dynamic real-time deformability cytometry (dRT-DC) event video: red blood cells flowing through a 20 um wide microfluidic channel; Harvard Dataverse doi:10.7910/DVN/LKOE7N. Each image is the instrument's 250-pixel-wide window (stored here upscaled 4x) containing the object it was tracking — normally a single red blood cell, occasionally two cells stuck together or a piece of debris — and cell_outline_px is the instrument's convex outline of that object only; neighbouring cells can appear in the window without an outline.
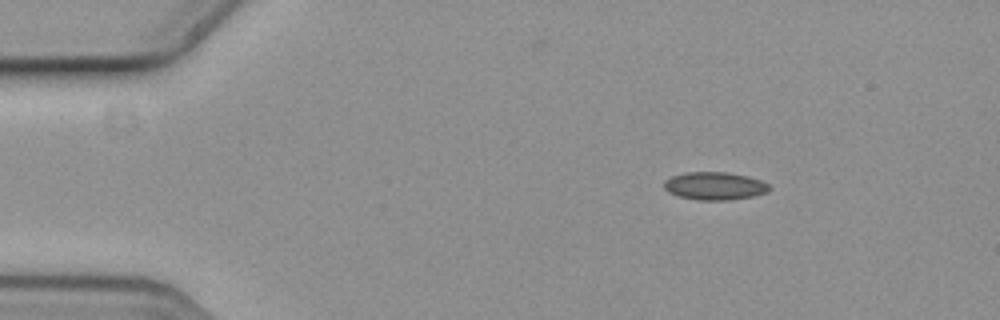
{"species": "common noctule bat (a hibernating species)", "species_latin": "Nyctalus noctula", "temperature_condition": "cold", "stored_images_in_passage": 4, "camera_frame_rate_fps": 3000, "um_per_image_px": 0.085, "animal": {"sex": "female", "body_mass_g": 19.3, "forearm_length_mm": 54.1}, "frame": {"image": 1, "passage_image": 1, "time_ms": 0.0, "image_size_px": [1000, 320], "cell_outline_px": [[768, 192], [752, 196], [728, 200], [700, 200], [680, 196], [668, 192], [664, 188], [664, 180], [672, 176], [688, 172], [728, 172], [748, 176], [760, 180], [768, 184]], "centroid_in_image_um": [60.73, 15.8], "position_along_channel_um": 24.3, "area_um2": 16.94}}
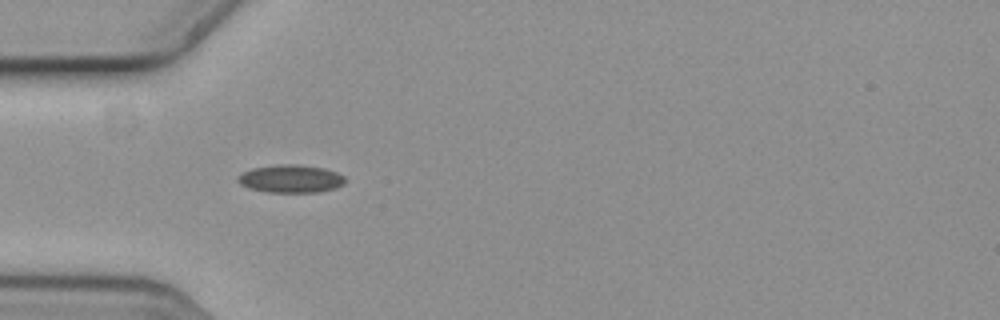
{"frame": {"image": 2, "passage_image": 3, "time_ms": 0.667, "image_size_px": [1000, 320], "cell_outline_px": [[344, 184], [336, 188], [320, 192], [268, 192], [248, 188], [240, 184], [236, 180], [236, 176], [252, 168], [276, 164], [300, 164], [324, 168], [336, 172], [344, 176]], "centroid_in_image_um": [24.7, 15.19], "position_along_channel_um": 60.3, "area_um2": 17.63}}
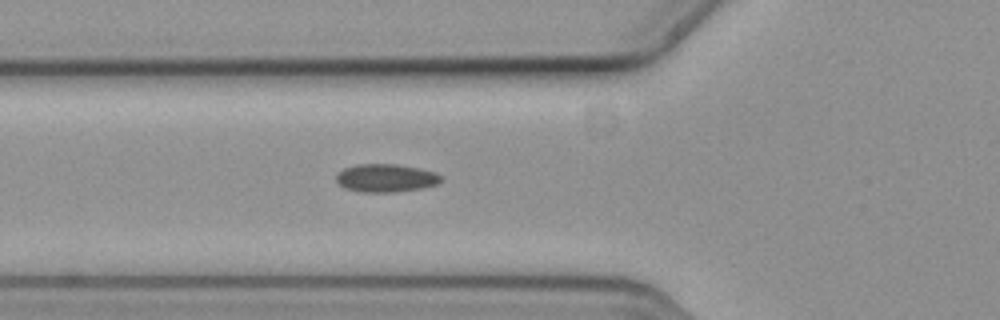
{"frame": {"image": 3, "passage_image": 4, "time_ms": 1.0, "image_size_px": [1000, 320], "cell_outline_px": [[444, 180], [440, 184], [424, 188], [396, 192], [360, 192], [344, 188], [336, 180], [336, 172], [344, 168], [356, 164], [396, 164], [420, 168], [436, 172], [444, 176]], "centroid_in_image_um": [32.86, 15.13], "position_along_channel_um": 92.9, "area_um2": 17.63}}